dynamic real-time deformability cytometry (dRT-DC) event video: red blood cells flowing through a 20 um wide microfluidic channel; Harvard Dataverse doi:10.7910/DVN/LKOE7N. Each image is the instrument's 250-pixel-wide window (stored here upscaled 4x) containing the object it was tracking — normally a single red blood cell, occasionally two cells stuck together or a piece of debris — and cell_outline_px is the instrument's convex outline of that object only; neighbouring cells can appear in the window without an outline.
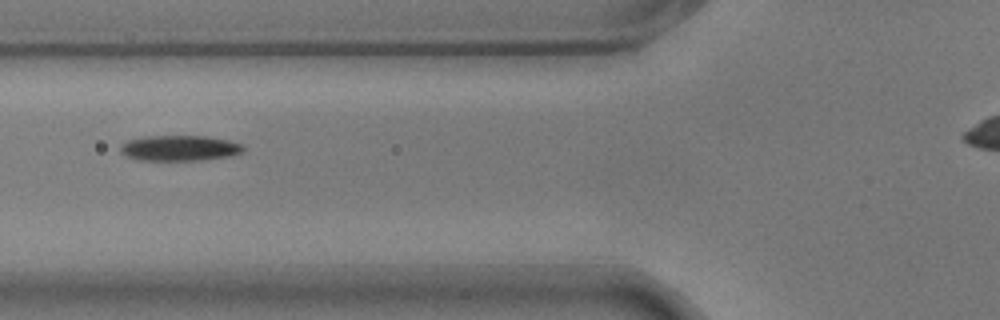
{"species": "common noctule bat (a hibernating species)", "species_latin": "Nyctalus noctula", "temperature_condition": "warm", "stored_images_in_passage": 16, "camera_frame_rate_fps": 3000, "um_per_image_px": 0.085, "animal": {"sex": "male", "body_mass_g": 17.9}, "frame": {"image": 1, "passage_image": 5, "time_ms": 1.333, "image_size_px": [1000, 320], "cell_outline_px": [[244, 148], [240, 152], [232, 156], [200, 160], [136, 160], [120, 152], [120, 144], [128, 140], [144, 136], [204, 136], [228, 140], [240, 144]], "centroid_in_image_um": [15.21, 12.59], "position_along_channel_um": 110.6, "area_um2": 18.21}}
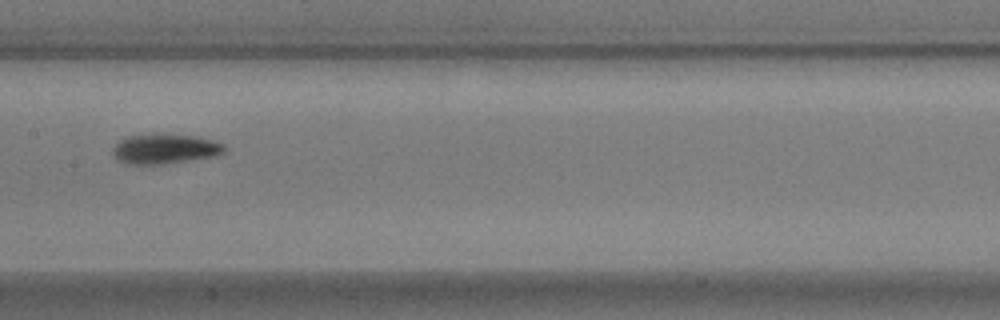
{"frame": {"image": 2, "passage_image": 12, "time_ms": 3.667, "image_size_px": [1000, 320], "cell_outline_px": [[228, 148], [224, 152], [216, 156], [164, 164], [132, 164], [116, 160], [112, 152], [112, 148], [124, 136], [152, 132], [196, 136], [212, 140], [224, 144]], "centroid_in_image_um": [14.0, 12.62], "position_along_channel_um": 193.4, "area_um2": 20.0}}